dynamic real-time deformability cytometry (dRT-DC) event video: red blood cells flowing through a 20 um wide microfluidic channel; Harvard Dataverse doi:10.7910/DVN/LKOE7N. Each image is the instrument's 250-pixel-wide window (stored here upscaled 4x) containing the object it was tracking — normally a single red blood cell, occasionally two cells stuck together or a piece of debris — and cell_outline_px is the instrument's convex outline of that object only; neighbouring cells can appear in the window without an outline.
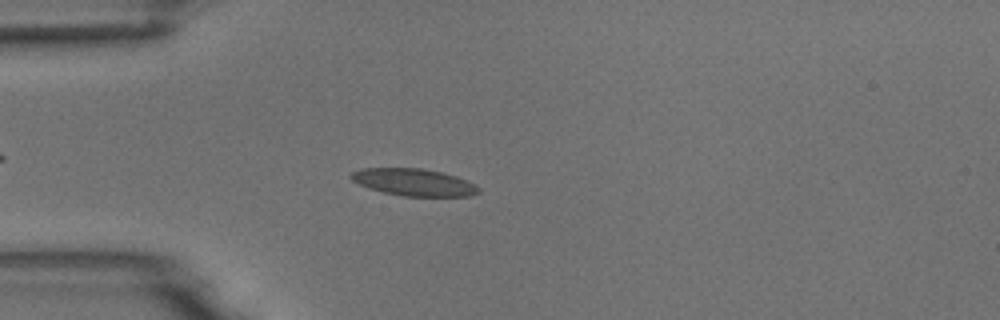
{"species": "common noctule bat (a hibernating species)", "species_latin": "Nyctalus noctula", "temperature_condition": "room temperature", "stored_images_in_passage": 46, "camera_frame_rate_fps": 3000, "um_per_image_px": 0.085, "animal": {"sex": "male", "body_mass_g": 18.8}, "frame": {"image": 1, "passage_image": 14, "time_ms": 4.333, "image_size_px": [1000, 320], "cell_outline_px": [[480, 192], [472, 196], [404, 196], [384, 192], [368, 188], [352, 180], [348, 176], [352, 172], [360, 168], [420, 168], [440, 172], [456, 176], [480, 188]], "centroid_in_image_um": [35.14, 15.49], "position_along_channel_um": 49.9, "area_um2": 20.0}}
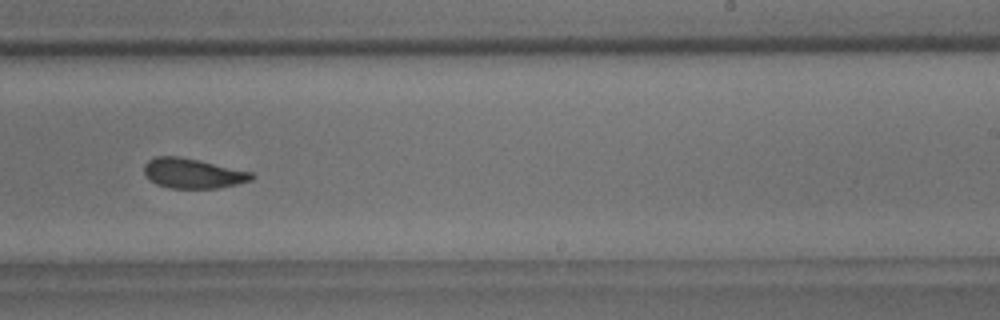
{"frame": {"image": 2, "passage_image": 33, "time_ms": 10.667, "image_size_px": [1000, 320], "cell_outline_px": [[256, 176], [252, 180], [236, 184], [216, 188], [168, 188], [156, 184], [148, 180], [144, 172], [144, 164], [148, 160], [156, 156], [180, 156], [200, 160], [252, 172]], "centroid_in_image_um": [16.37, 14.73], "position_along_channel_um": 272.6, "area_um2": 18.9}, "authors_computed_cell_mechanics": {"area_um2": 19.3052, "velocity_mm_per_s": 3.6903, "shape_relaxation_time_tau1_ms": 4.4337, "shape_relaxation_time_tau2_ms": 1.3092, "deformation_change_tau1": 0.1253, "deformation_change_tau2": 0.0822}}